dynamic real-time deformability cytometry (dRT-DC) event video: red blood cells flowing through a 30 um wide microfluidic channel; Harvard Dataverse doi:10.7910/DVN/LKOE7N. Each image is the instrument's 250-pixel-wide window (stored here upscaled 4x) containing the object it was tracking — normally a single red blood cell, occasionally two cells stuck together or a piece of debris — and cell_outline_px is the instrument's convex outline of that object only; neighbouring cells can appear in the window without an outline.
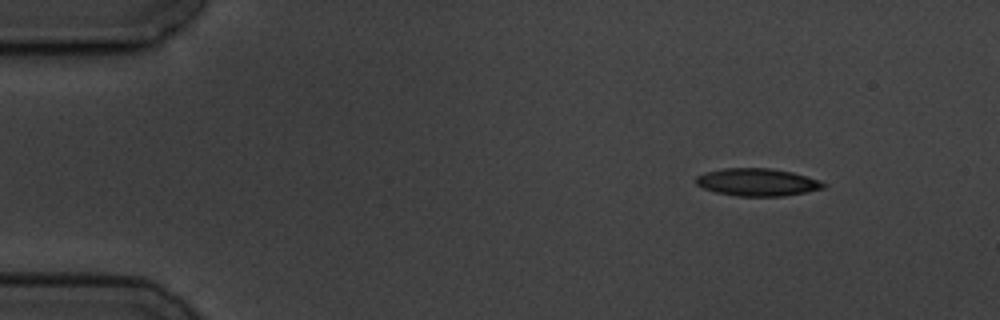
{"species": "common noctule bat (a hibernating species)", "species_latin": "Nyctalus noctula", "temperature_condition": "cold", "stored_images_in_passage": 4, "camera_frame_rate_fps": 3000, "um_per_image_px": 0.085, "animal": {"sex": "male", "body_mass_g": 19.5, "forearm_length_mm": 54.6}, "frame": {"image": 1, "passage_image": 1, "time_ms": 0.0, "image_size_px": [1000, 320], "cell_outline_px": [[828, 184], [824, 188], [784, 196], [736, 196], [716, 192], [704, 188], [696, 184], [696, 176], [704, 172], [724, 168], [772, 168], [792, 172], [820, 180]], "centroid_in_image_um": [64.37, 15.48], "position_along_channel_um": 20.6, "area_um2": 20.52}}
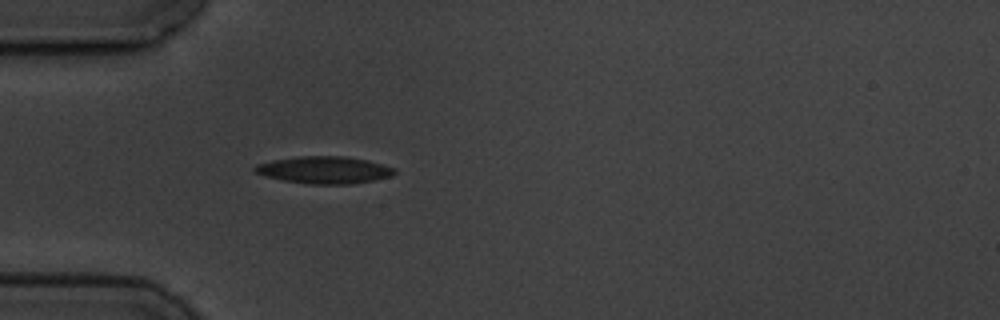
{"frame": {"image": 2, "passage_image": 4, "time_ms": 3.333, "image_size_px": [1000, 320], "cell_outline_px": [[396, 172], [392, 176], [376, 180], [352, 184], [312, 184], [284, 180], [268, 176], [256, 172], [252, 168], [256, 164], [272, 160], [296, 156], [348, 156], [368, 160], [396, 168]], "centroid_in_image_um": [27.62, 14.43], "position_along_channel_um": 57.4, "area_um2": 22.2}}